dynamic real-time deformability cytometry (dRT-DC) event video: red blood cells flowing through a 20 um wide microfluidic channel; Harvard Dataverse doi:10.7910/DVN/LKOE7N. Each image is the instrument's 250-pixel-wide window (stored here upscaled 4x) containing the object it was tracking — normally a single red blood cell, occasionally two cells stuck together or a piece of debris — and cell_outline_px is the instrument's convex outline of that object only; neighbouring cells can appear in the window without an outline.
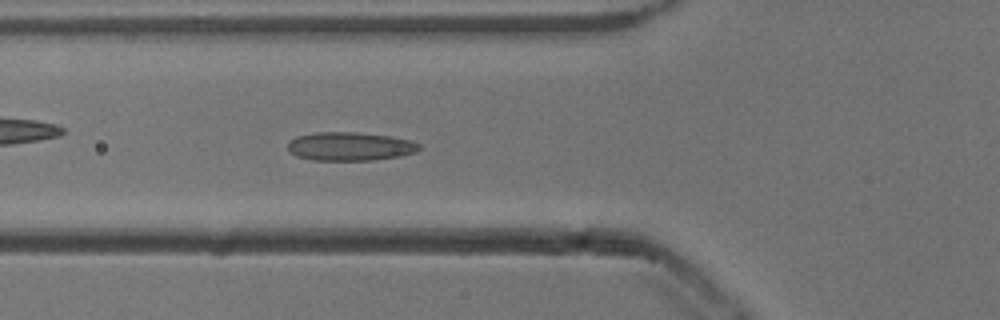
{"species": "common noctule bat (a hibernating species)", "species_latin": "Nyctalus noctula", "temperature_condition": "cold", "stored_images_in_passage": 45, "camera_frame_rate_fps": 3000, "um_per_image_px": 0.085, "animal": {"sex": "male", "body_mass_g": 13.3}, "frame": {"image": 1, "passage_image": 15, "time_ms": 4.667, "image_size_px": [1000, 320], "cell_outline_px": [[420, 148], [416, 152], [400, 156], [372, 160], [312, 160], [296, 156], [288, 148], [288, 144], [296, 136], [312, 132], [356, 132], [388, 136], [408, 140], [420, 144]], "centroid_in_image_um": [29.73, 12.44], "position_along_channel_um": 96.1, "area_um2": 21.73}}
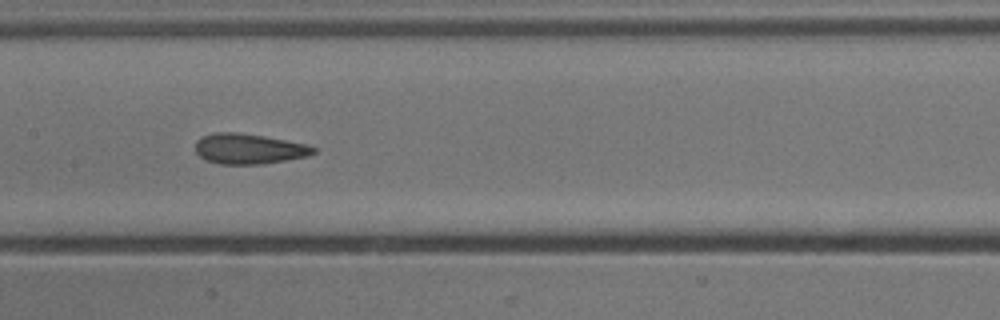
{"frame": {"image": 2, "passage_image": 22, "time_ms": 7.0, "image_size_px": [1000, 320], "cell_outline_px": [[316, 152], [308, 156], [264, 164], [220, 164], [204, 160], [196, 152], [196, 140], [212, 132], [236, 132], [264, 136], [308, 144], [316, 148]], "centroid_in_image_um": [21.16, 12.65], "position_along_channel_um": 186.2, "area_um2": 20.98}}
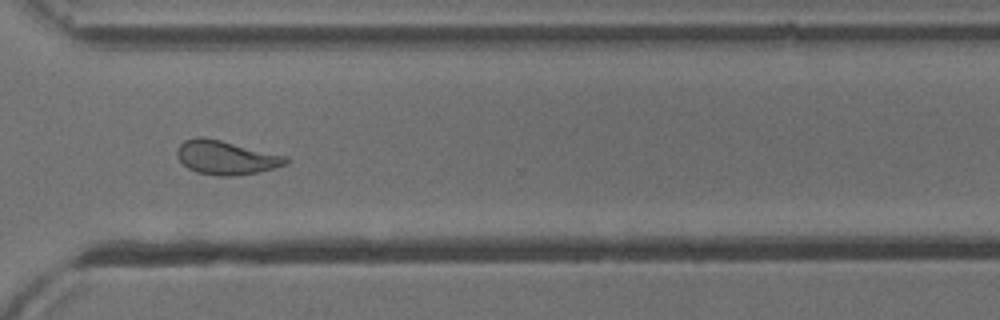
{"frame": {"image": 3, "passage_image": 35, "time_ms": 11.333, "image_size_px": [1000, 320], "cell_outline_px": [[292, 160], [288, 164], [276, 168], [236, 176], [216, 176], [196, 172], [188, 168], [176, 156], [176, 148], [184, 140], [196, 136], [204, 136], [288, 156]], "centroid_in_image_um": [19.23, 13.39], "position_along_channel_um": 351.4, "area_um2": 21.91}, "authors_computed_cell_mechanics": {"area_um2": 21.7328, "velocity_mm_per_s": 3.8232, "shape_relaxation_time_tau1_ms": 8.4999, "shape_relaxation_time_tau2_ms": 1.6623, "deformation_change_tau1": 0.1686, "deformation_change_tau2": 0.075}}